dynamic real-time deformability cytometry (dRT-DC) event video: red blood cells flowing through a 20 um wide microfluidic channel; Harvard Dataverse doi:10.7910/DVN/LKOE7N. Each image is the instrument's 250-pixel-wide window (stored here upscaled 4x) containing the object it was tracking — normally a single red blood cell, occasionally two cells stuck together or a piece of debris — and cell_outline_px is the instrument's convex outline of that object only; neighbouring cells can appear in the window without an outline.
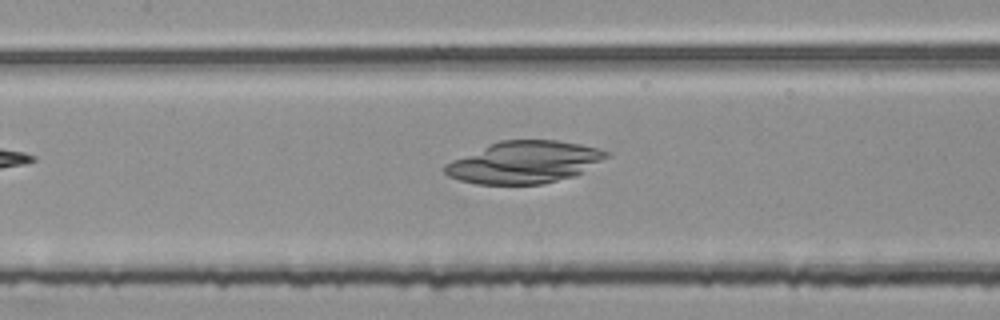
{"species": "common noctule bat (a hibernating species)", "species_latin": "Nyctalus noctula", "temperature_condition": "room temperature", "stored_images_in_passage": 32, "camera_frame_rate_fps": 3000, "um_per_image_px": 0.085, "animal": {"sex": "female", "body_mass_g": 25.1}, "frame": {"image": 1, "passage_image": 10, "time_ms": 3.0, "image_size_px": [1000, 320], "cell_outline_px": [[612, 156], [576, 176], [540, 184], [476, 184], [460, 180], [448, 176], [444, 172], [444, 164], [452, 160], [488, 144], [500, 140], [556, 140], [580, 144], [600, 148], [612, 152]], "centroid_in_image_um": [44.62, 13.78], "position_along_channel_um": 162.8, "area_um2": 40.0}}
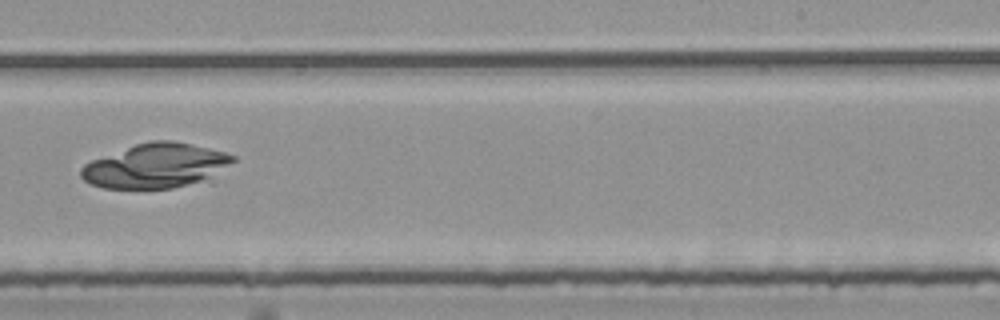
{"frame": {"image": 2, "passage_image": 19, "time_ms": 6.0, "image_size_px": [1000, 320], "cell_outline_px": [[236, 160], [200, 180], [172, 188], [104, 188], [88, 184], [80, 176], [80, 168], [84, 164], [92, 160], [136, 144], [152, 140], [172, 140], [192, 144], [224, 152], [236, 156]], "centroid_in_image_um": [13.14, 14.08], "position_along_channel_um": 275.9, "area_um2": 38.49}}
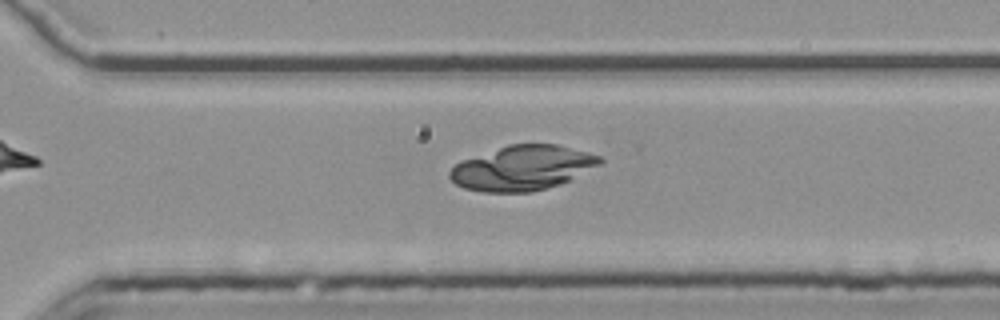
{"frame": {"image": 3, "passage_image": 23, "time_ms": 7.333, "image_size_px": [1000, 320], "cell_outline_px": [[604, 160], [600, 164], [560, 184], [532, 192], [484, 192], [464, 188], [456, 184], [448, 176], [448, 172], [460, 160], [508, 144], [556, 144], [588, 152], [600, 156]], "centroid_in_image_um": [44.37, 14.27], "position_along_channel_um": 326.2, "area_um2": 39.02}}